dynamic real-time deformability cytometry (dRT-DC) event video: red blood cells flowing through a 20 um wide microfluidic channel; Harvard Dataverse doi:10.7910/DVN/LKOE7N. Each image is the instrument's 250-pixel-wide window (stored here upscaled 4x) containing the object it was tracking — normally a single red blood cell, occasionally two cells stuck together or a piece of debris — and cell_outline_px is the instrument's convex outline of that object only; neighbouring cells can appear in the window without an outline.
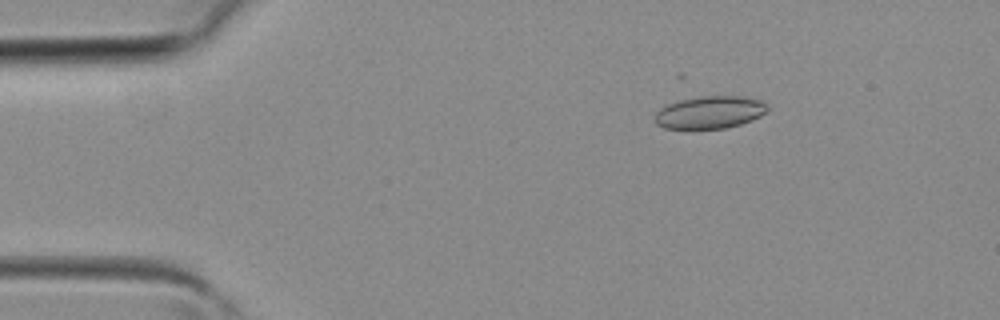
{"species": "common noctule bat (a hibernating species)", "species_latin": "Nyctalus noctula", "temperature_condition": "room temperature", "stored_images_in_passage": 40, "segment_of_instrument_passage": [1, 2], "camera_frame_rate_fps": 3000, "um_per_image_px": 0.085, "animal": {"sex": "female", "body_mass_g": 19.3, "forearm_length_mm": 54.1}, "frame": {"image": 1, "passage_image": 6, "time_ms": 1.667, "image_size_px": [1000, 320], "cell_outline_px": [[768, 108], [760, 116], [752, 120], [740, 124], [724, 128], [664, 128], [656, 124], [652, 120], [656, 112], [664, 104], [680, 100], [700, 96], [740, 96], [760, 100]], "centroid_in_image_um": [60.26, 9.54], "position_along_channel_um": 24.7, "area_um2": 21.27}}
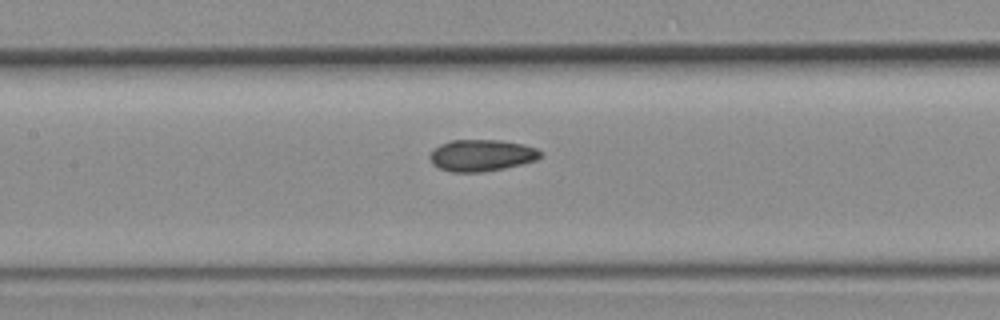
{"frame": {"image": 2, "passage_image": 18, "time_ms": 5.667, "image_size_px": [1000, 320], "cell_outline_px": [[540, 156], [536, 160], [504, 168], [484, 172], [452, 172], [440, 168], [432, 164], [428, 156], [440, 144], [452, 140], [500, 140], [520, 144], [536, 148], [540, 152]], "centroid_in_image_um": [40.89, 13.21], "position_along_channel_um": 166.5, "area_um2": 20.17}}
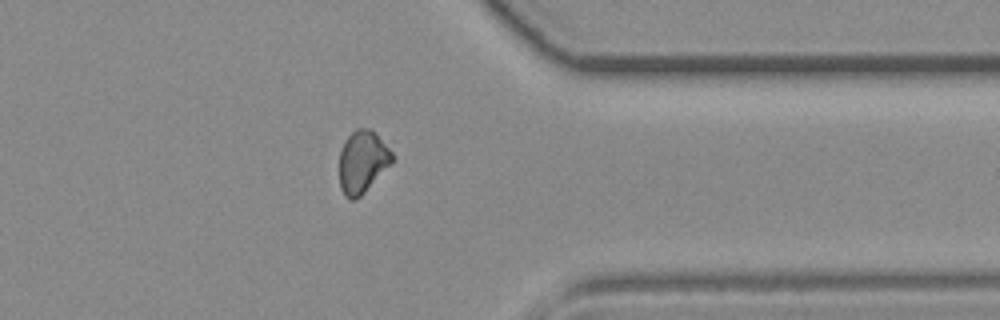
{"frame": {"image": 3, "passage_image": 31, "time_ms": 10.0, "image_size_px": [1000, 320], "cell_outline_px": [[392, 164], [356, 200], [348, 200], [344, 196], [340, 188], [340, 152], [348, 136], [356, 128], [372, 128], [392, 152]], "centroid_in_image_um": [30.81, 13.76], "position_along_channel_um": 380.6, "area_um2": 19.19}}